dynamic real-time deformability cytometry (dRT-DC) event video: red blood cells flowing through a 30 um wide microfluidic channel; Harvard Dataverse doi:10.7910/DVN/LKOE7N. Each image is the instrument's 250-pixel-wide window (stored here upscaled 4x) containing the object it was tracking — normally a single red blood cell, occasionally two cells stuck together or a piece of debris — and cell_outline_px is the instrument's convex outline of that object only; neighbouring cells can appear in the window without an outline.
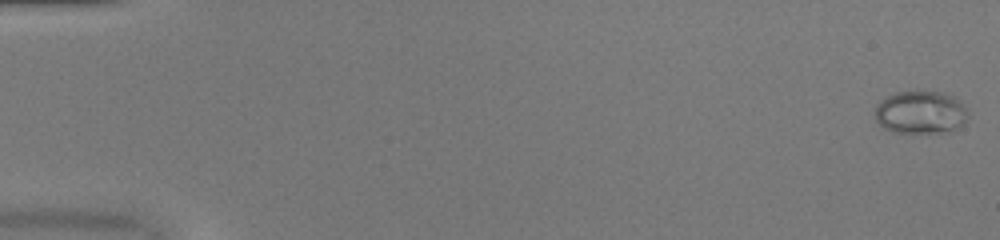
{"species": "common noctule bat (a hibernating species)", "species_latin": "Nyctalus noctula", "temperature_condition": "warm", "stored_images_in_passage": 17, "camera_frame_rate_fps": 3000, "um_per_image_px": 0.085, "animal": {"sex": "female", "body_mass_g": 20.0, "forearm_length_mm": 54.0}, "frame": {"image": 1, "passage_image": 1, "time_ms": 0.0, "image_size_px": [1000, 240], "cell_outline_px": [[968, 116], [956, 128], [948, 132], [892, 132], [884, 128], [876, 120], [876, 104], [880, 100], [896, 92], [916, 88], [944, 92], [956, 96], [968, 108]], "centroid_in_image_um": [78.27, 9.48], "position_along_channel_um": 6.7, "area_um2": 23.93}}